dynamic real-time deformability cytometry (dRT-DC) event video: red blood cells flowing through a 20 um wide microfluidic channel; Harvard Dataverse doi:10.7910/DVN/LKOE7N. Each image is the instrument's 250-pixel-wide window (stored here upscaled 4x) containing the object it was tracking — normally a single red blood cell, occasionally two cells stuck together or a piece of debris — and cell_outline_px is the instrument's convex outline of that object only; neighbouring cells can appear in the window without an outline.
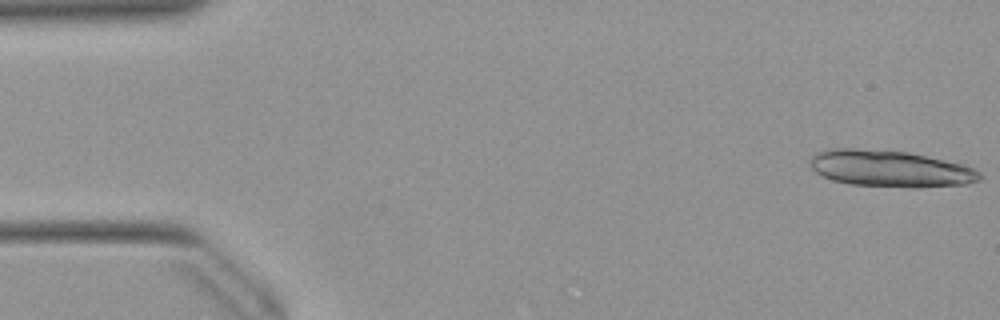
{"species": "Egyptian fruit bat (a non-hibernating species)", "species_latin": "Rousettus aegyptiacus", "temperature_condition": "warm", "stored_images_in_passage": 25, "camera_frame_rate_fps": 3000, "um_per_image_px": 0.085, "animal": {"sex": "female"}, "frame": {"image": 1, "passage_image": 1, "time_ms": 0.0, "image_size_px": [1000, 320], "cell_outline_px": [[984, 176], [980, 180], [968, 184], [916, 188], [912, 188], [848, 184], [832, 180], [816, 172], [812, 168], [808, 160], [816, 152], [832, 148], [856, 148], [908, 152], [964, 164], [980, 172]], "centroid_in_image_um": [75.68, 14.34], "position_along_channel_um": 9.3, "area_um2": 36.53}}
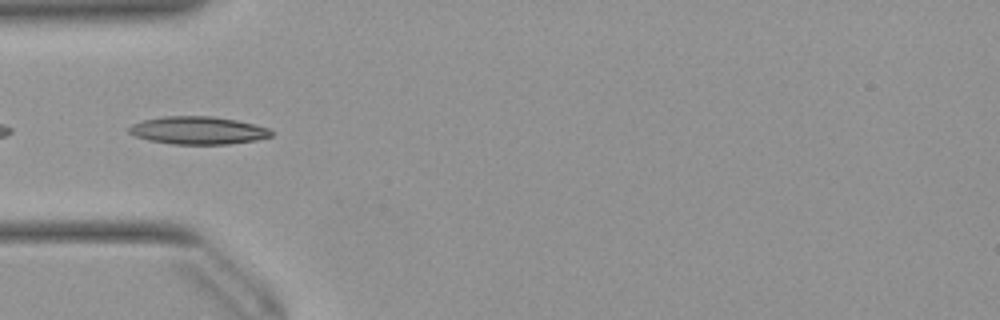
{"frame": {"image": 2, "passage_image": 16, "time_ms": 5.0, "image_size_px": [1000, 320], "cell_outline_px": [[272, 136], [256, 140], [228, 144], [172, 144], [148, 140], [136, 136], [128, 132], [128, 128], [132, 124], [144, 120], [164, 116], [212, 116], [236, 120], [268, 128], [272, 132]], "centroid_in_image_um": [16.81, 11.08], "position_along_channel_um": 68.2, "area_um2": 22.89}}
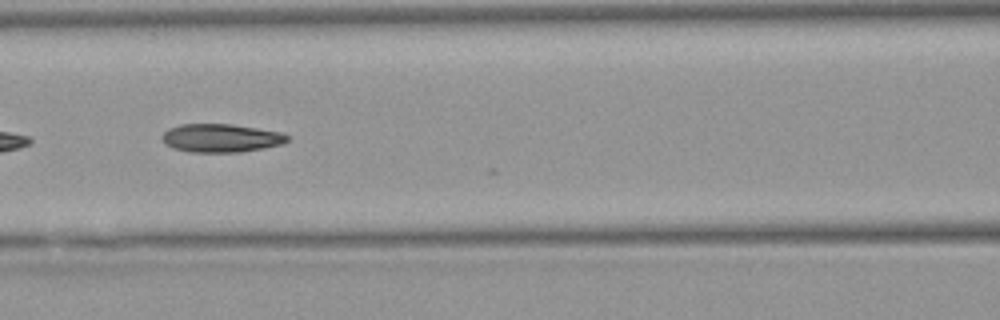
{"frame": {"image": 3, "passage_image": 22, "time_ms": 7.0, "image_size_px": [1000, 320], "cell_outline_px": [[288, 140], [284, 144], [264, 148], [240, 152], [188, 152], [172, 148], [164, 144], [160, 136], [168, 128], [180, 124], [232, 124], [280, 132], [288, 136]], "centroid_in_image_um": [18.74, 11.74], "position_along_channel_um": 147.9, "area_um2": 20.87}}